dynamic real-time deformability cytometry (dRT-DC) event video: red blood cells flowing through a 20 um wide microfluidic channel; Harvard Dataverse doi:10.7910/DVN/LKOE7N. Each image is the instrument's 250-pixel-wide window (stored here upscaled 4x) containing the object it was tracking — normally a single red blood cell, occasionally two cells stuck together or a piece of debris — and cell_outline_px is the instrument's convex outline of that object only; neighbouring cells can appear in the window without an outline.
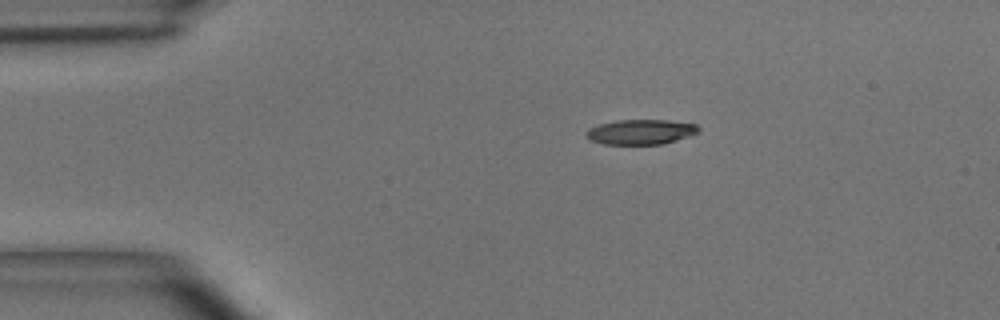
{"species": "common noctule bat (a hibernating species)", "species_latin": "Nyctalus noctula", "temperature_condition": "room temperature", "stored_images_in_passage": 2, "camera_frame_rate_fps": 3000, "um_per_image_px": 0.085, "animal": {"sex": "male", "body_mass_g": 15.6}, "frame": {"image": 1, "passage_image": 1, "time_ms": 0.0, "image_size_px": [1000, 320], "cell_outline_px": [[700, 132], [664, 144], [604, 144], [588, 140], [584, 136], [588, 128], [600, 124], [616, 120], [668, 120], [696, 124], [700, 128]], "centroid_in_image_um": [54.44, 11.21], "position_along_channel_um": 30.6, "area_um2": 16.47}}